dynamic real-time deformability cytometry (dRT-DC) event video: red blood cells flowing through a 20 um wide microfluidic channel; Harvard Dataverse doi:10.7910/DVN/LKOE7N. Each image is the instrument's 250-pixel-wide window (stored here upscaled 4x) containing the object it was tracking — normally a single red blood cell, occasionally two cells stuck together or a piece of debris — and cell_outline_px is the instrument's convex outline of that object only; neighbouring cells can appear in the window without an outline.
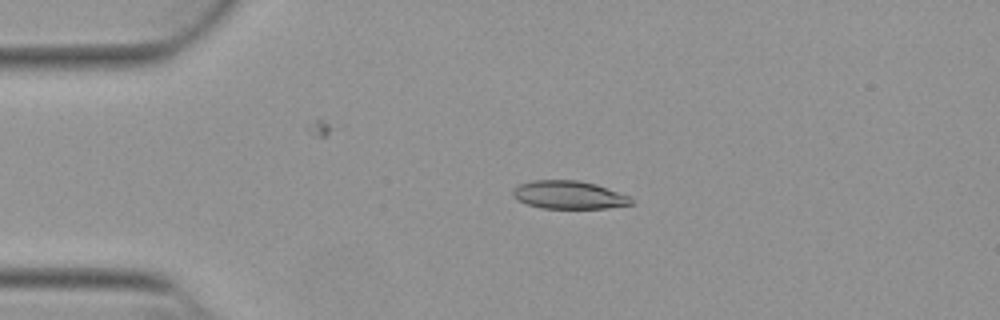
{"species": "Egyptian fruit bat (a non-hibernating species)", "species_latin": "Rousettus aegyptiacus", "temperature_condition": "warm", "stored_images_in_passage": 45, "camera_frame_rate_fps": 3000, "um_per_image_px": 0.085, "animal": {"sex": "female"}, "frame": {"image": 1, "passage_image": 4, "time_ms": 1.0, "image_size_px": [1000, 320], "cell_outline_px": [[632, 204], [608, 208], [540, 208], [516, 200], [512, 196], [512, 188], [520, 184], [532, 180], [580, 180], [596, 184], [628, 196], [632, 200]], "centroid_in_image_um": [48.29, 16.56], "position_along_channel_um": 36.7, "area_um2": 19.36}}
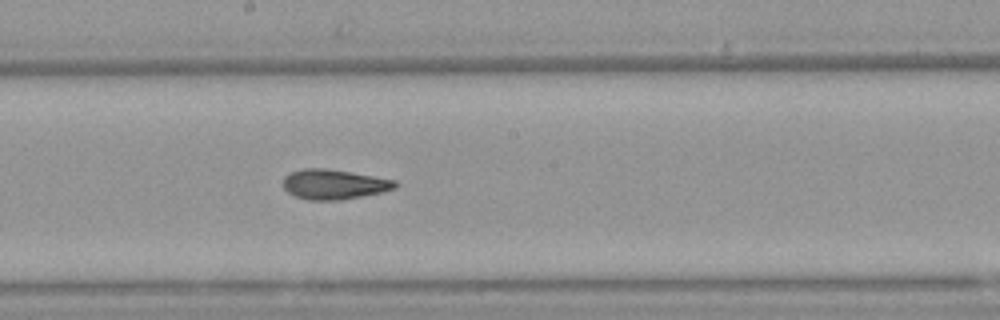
{"frame": {"image": 2, "passage_image": 21, "time_ms": 6.667, "image_size_px": [1000, 320], "cell_outline_px": [[400, 184], [396, 188], [380, 192], [340, 200], [308, 200], [296, 196], [288, 192], [284, 188], [284, 176], [292, 172], [304, 168], [324, 168], [352, 172], [396, 180]], "centroid_in_image_um": [28.41, 15.66], "position_along_channel_um": 219.8, "area_um2": 19.42}}
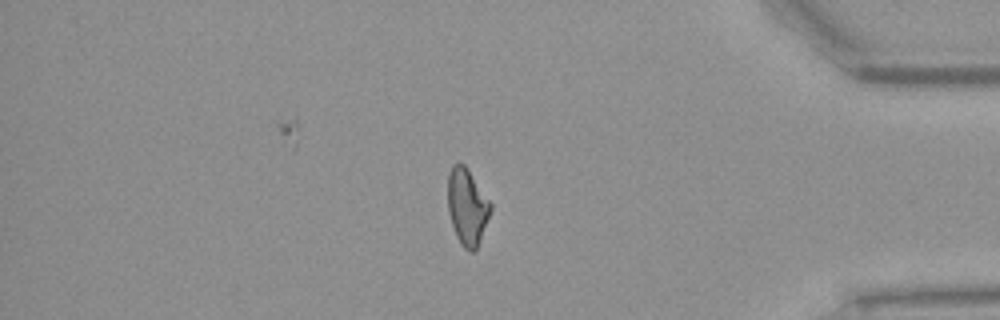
{"frame": {"image": 3, "passage_image": 37, "time_ms": 12.0, "image_size_px": [1000, 320], "cell_outline_px": [[492, 208], [480, 240], [476, 248], [472, 252], [468, 252], [460, 244], [456, 236], [448, 212], [448, 172], [452, 164], [464, 164], [492, 204]], "centroid_in_image_um": [39.7, 17.58], "position_along_channel_um": 395.5, "area_um2": 18.9}, "authors_computed_cell_mechanics": {"area_um2": 19.363, "velocity_mm_per_s": 3.8775, "shape_relaxation_time_tau1_ms": null, "shape_relaxation_time_tau2_ms": 1.6998, "deformation_change_tau1": null, "deformation_change_tau2": 0.093}}